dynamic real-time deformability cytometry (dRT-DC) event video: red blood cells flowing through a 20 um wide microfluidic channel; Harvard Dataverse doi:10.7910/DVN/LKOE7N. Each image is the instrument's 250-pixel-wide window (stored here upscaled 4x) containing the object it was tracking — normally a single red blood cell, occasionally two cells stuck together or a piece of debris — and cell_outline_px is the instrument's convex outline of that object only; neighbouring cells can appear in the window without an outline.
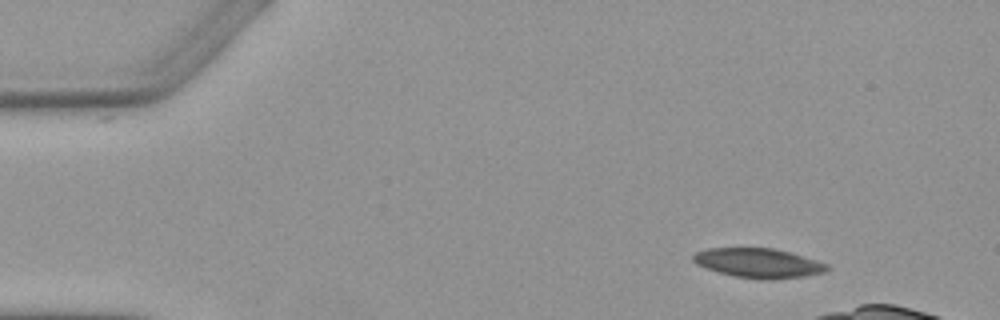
{"species": "Egyptian fruit bat (a non-hibernating species)", "species_latin": "Rousettus aegyptiacus", "temperature_condition": "warm", "stored_images_in_passage": 3, "camera_frame_rate_fps": 3000, "um_per_image_px": 0.085, "animal": {"sex": "female"}, "frame": {"image": 1, "passage_image": 1, "time_ms": 0.0, "image_size_px": [1000, 320], "cell_outline_px": [[828, 268], [824, 272], [804, 276], [768, 280], [736, 276], [720, 272], [696, 264], [692, 260], [692, 256], [696, 252], [708, 248], [772, 248], [788, 252], [816, 260], [828, 264]], "centroid_in_image_um": [64.45, 22.35], "position_along_channel_um": 20.6, "area_um2": 22.6}}